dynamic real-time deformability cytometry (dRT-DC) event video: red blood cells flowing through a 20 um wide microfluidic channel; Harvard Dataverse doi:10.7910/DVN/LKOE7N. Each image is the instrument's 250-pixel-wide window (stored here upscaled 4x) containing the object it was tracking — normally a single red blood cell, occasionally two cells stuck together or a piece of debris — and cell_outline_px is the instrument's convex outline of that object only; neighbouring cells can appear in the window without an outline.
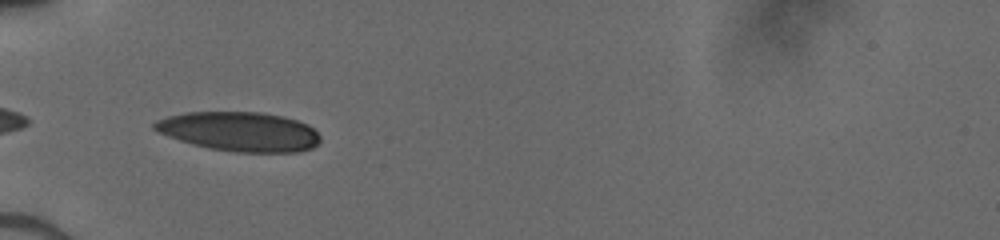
{"species": "human", "species_latin": "Homo sapiens", "temperature_condition": "cold", "stored_images_in_passage": 33, "camera_frame_rate_fps": 3000, "um_per_image_px": 0.085, "donor": {"sex": "male"}, "frame": {"image": 1, "passage_image": 1, "time_ms": 0.0, "image_size_px": [1000, 240], "cell_outline_px": [[320, 140], [312, 148], [300, 152], [236, 152], [208, 148], [192, 144], [180, 140], [160, 132], [152, 128], [152, 124], [156, 120], [168, 116], [188, 112], [264, 112], [284, 116], [308, 124], [320, 136]], "centroid_in_image_um": [20.38, 11.18], "position_along_channel_um": 64.6, "area_um2": 38.03}}
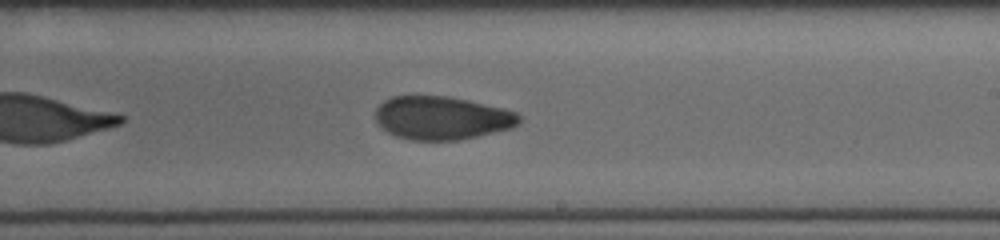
{"frame": {"image": 2, "passage_image": 15, "time_ms": 4.667, "image_size_px": [1000, 240], "cell_outline_px": [[520, 124], [512, 128], [460, 140], [408, 140], [396, 136], [388, 132], [376, 120], [376, 108], [384, 100], [392, 96], [448, 96], [468, 100], [504, 108], [516, 112], [520, 116]], "centroid_in_image_um": [37.58, 10.02], "position_along_channel_um": 251.4, "area_um2": 36.3}}
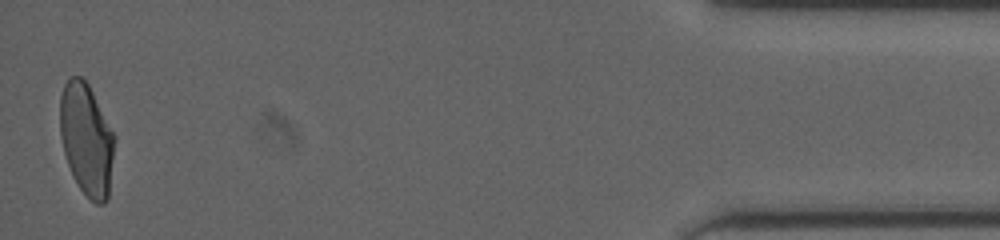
{"frame": {"image": 3, "passage_image": 33, "time_ms": 10.667, "image_size_px": [1000, 240], "cell_outline_px": [[116, 136], [108, 200], [104, 204], [96, 204], [80, 188], [72, 176], [64, 152], [60, 136], [60, 96], [64, 84], [72, 76], [80, 76], [88, 84]], "centroid_in_image_um": [7.37, 11.86], "position_along_channel_um": 427.8, "area_um2": 35.66}}